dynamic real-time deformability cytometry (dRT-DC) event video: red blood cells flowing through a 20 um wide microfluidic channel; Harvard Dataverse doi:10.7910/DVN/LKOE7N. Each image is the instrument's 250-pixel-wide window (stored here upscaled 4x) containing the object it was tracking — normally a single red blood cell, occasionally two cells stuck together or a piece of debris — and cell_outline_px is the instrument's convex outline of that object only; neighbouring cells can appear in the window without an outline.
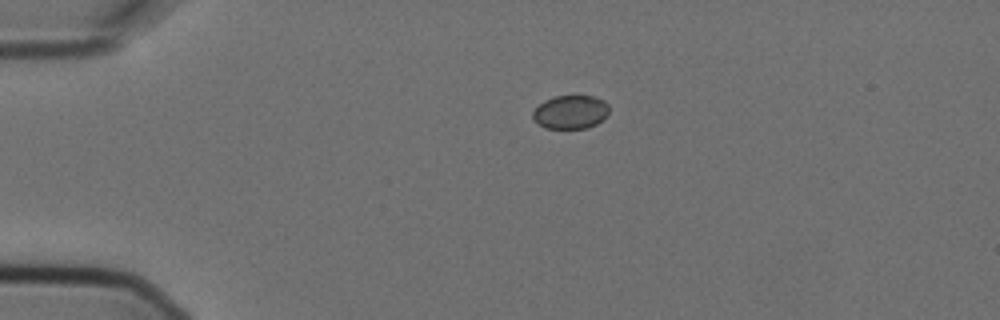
{"species": "Egyptian fruit bat (a non-hibernating species)", "species_latin": "Rousettus aegyptiacus", "temperature_condition": "cold", "stored_images_in_passage": 1, "camera_frame_rate_fps": 3000, "um_per_image_px": 0.085, "animal": {"sex": "female"}, "frame": {"image": 1, "passage_image": 1, "time_ms": 0.0, "image_size_px": [1000, 320], "cell_outline_px": [[608, 112], [596, 124], [588, 128], [544, 128], [532, 116], [532, 112], [544, 100], [552, 96], [596, 96], [604, 100], [608, 104]], "centroid_in_image_um": [48.49, 9.51], "position_along_channel_um": 36.5, "area_um2": 14.8}}